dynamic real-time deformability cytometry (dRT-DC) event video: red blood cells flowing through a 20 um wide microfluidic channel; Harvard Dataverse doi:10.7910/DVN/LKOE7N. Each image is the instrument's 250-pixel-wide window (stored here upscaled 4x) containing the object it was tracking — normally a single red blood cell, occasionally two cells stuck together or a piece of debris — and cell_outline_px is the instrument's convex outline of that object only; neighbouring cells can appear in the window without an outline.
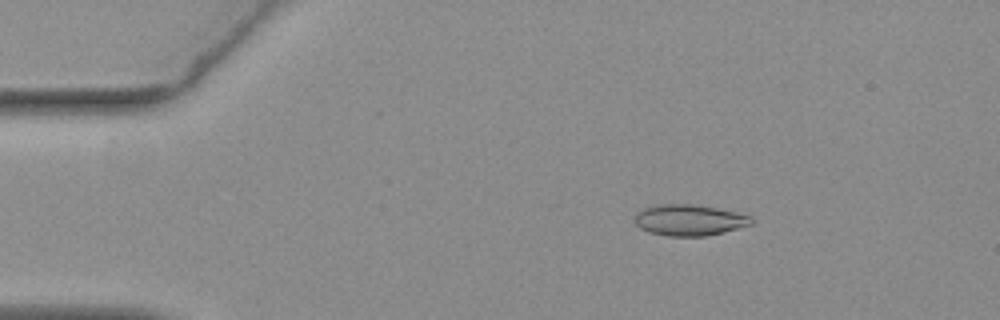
{"species": "common noctule bat (a hibernating species)", "species_latin": "Nyctalus noctula", "temperature_condition": "warm", "stored_images_in_passage": 22, "camera_frame_rate_fps": 3000, "um_per_image_px": 0.085, "animal": {"sex": "female", "body_mass_g": 19.3, "forearm_length_mm": 54.1}, "frame": {"image": 1, "passage_image": 1, "time_ms": 0.0, "image_size_px": [1000, 320], "cell_outline_px": [[752, 224], [704, 236], [668, 236], [648, 232], [640, 228], [636, 224], [636, 212], [644, 208], [656, 204], [692, 204], [716, 208], [736, 212], [752, 216]], "centroid_in_image_um": [58.55, 18.7], "position_along_channel_um": 26.4, "area_um2": 20.92}}
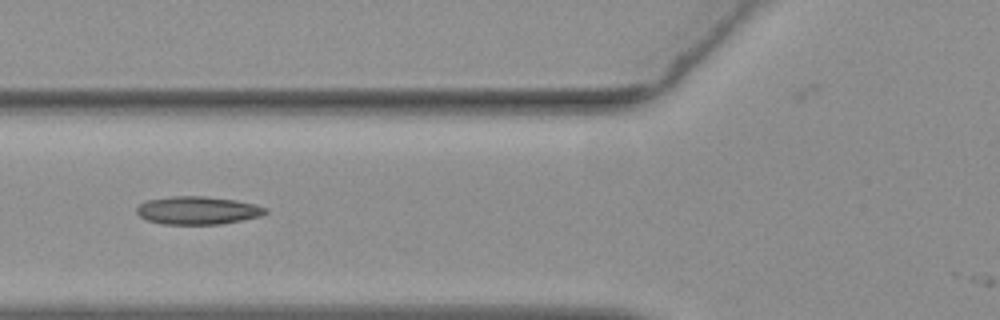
{"frame": {"image": 2, "passage_image": 13, "time_ms": 4.0, "image_size_px": [1000, 320], "cell_outline_px": [[268, 212], [260, 216], [220, 224], [164, 224], [148, 220], [140, 216], [136, 212], [136, 208], [140, 204], [148, 200], [172, 196], [204, 196], [236, 200], [256, 204], [268, 208]], "centroid_in_image_um": [16.82, 17.88], "position_along_channel_um": 109.0, "area_um2": 20.92}}
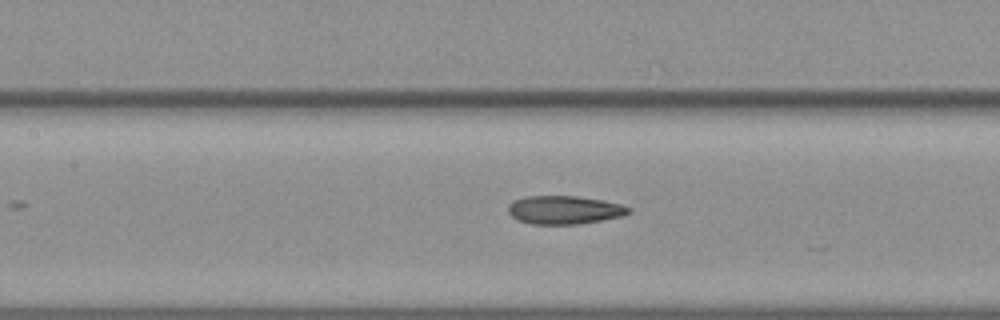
{"frame": {"image": 3, "passage_image": 17, "time_ms": 5.333, "image_size_px": [1000, 320], "cell_outline_px": [[632, 212], [620, 216], [580, 224], [528, 224], [516, 220], [508, 212], [508, 204], [512, 200], [524, 196], [576, 196], [600, 200], [620, 204], [632, 208]], "centroid_in_image_um": [47.91, 17.84], "position_along_channel_um": 159.5, "area_um2": 20.0}}